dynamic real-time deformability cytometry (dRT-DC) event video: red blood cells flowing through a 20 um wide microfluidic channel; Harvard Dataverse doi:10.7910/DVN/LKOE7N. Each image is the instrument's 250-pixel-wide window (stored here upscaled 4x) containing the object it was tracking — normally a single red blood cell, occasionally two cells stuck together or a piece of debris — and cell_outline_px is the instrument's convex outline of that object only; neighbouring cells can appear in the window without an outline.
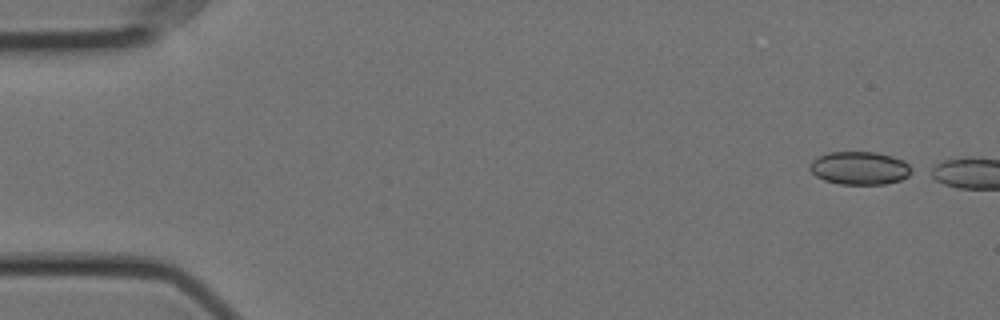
{"species": "Egyptian fruit bat (a non-hibernating species)", "species_latin": "Rousettus aegyptiacus", "temperature_condition": "cold", "stored_images_in_passage": 4, "camera_frame_rate_fps": 3000, "um_per_image_px": 0.085, "animal": {"sex": "female"}, "frame": {"image": 1, "passage_image": 1, "time_ms": 0.0, "image_size_px": [1000, 320], "cell_outline_px": [[916, 172], [900, 180], [884, 184], [840, 184], [824, 180], [816, 176], [808, 168], [808, 164], [812, 160], [828, 152], [876, 152], [892, 156], [904, 160], [916, 168]], "centroid_in_image_um": [73.13, 14.28], "position_along_channel_um": 11.9, "area_um2": 20.0}}